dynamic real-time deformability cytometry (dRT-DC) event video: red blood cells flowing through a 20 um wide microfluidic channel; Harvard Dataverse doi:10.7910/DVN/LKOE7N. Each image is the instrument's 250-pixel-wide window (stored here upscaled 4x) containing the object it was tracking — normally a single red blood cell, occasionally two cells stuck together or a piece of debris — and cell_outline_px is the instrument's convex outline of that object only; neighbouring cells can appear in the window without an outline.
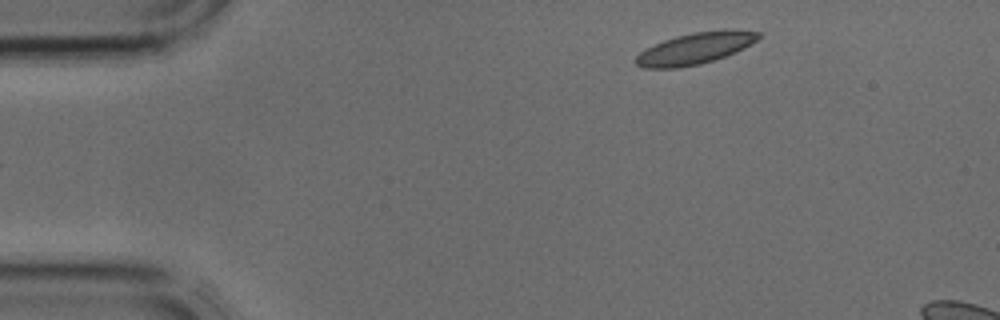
{"species": "common noctule bat (a hibernating species)", "species_latin": "Nyctalus noctula", "temperature_condition": "cold", "stored_images_in_passage": 3, "camera_frame_rate_fps": 3000, "um_per_image_px": 0.085, "animal": {"sex": "male", "body_mass_g": 17.9, "forearm_length_mm": 54.2}, "frame": {"image": 1, "passage_image": 1, "time_ms": 0.0, "image_size_px": [1000, 320], "cell_outline_px": [[764, 36], [744, 48], [736, 52], [700, 64], [676, 68], [644, 68], [636, 64], [632, 60], [640, 52], [664, 40], [676, 36], [692, 32], [724, 28], [732, 28], [760, 32]], "centroid_in_image_um": [59.14, 4.08], "position_along_channel_um": 25.9, "area_um2": 22.77}}